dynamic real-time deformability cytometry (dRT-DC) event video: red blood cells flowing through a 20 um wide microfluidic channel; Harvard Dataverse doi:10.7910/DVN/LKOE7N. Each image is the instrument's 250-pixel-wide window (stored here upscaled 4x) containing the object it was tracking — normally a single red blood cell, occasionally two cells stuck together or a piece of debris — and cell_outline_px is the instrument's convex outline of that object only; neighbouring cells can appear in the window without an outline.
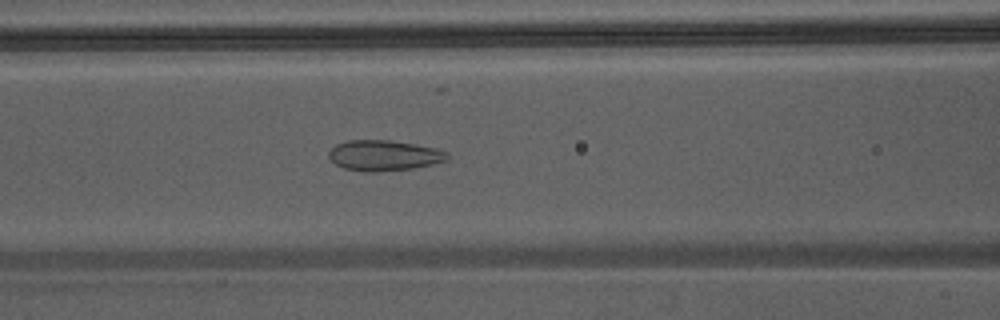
{"species": "Egyptian fruit bat (a non-hibernating species)", "species_latin": "Rousettus aegyptiacus", "temperature_condition": "warm", "stored_images_in_passage": 48, "camera_frame_rate_fps": 3000, "um_per_image_px": 0.085, "animal": {"sex": "male"}, "frame": {"image": 1, "passage_image": 22, "time_ms": 7.0, "image_size_px": [1000, 320], "cell_outline_px": [[448, 160], [432, 164], [412, 168], [376, 172], [364, 172], [344, 168], [336, 164], [328, 156], [328, 152], [336, 144], [348, 140], [388, 140], [416, 144], [436, 148], [448, 152]], "centroid_in_image_um": [32.64, 13.21], "position_along_channel_um": 134.0, "area_um2": 21.1}}
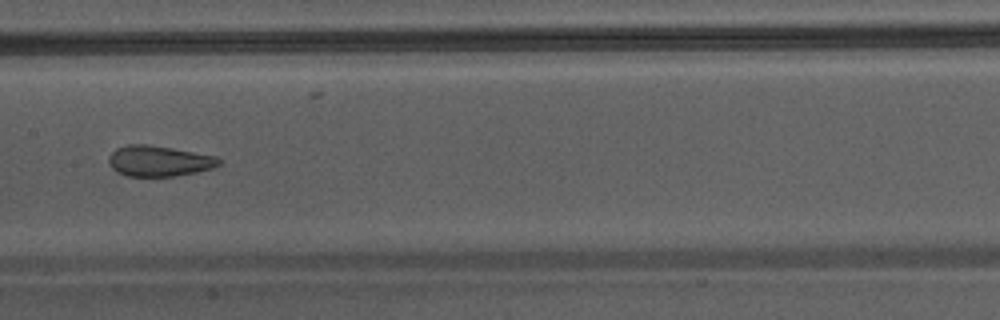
{"frame": {"image": 2, "passage_image": 26, "time_ms": 8.333, "image_size_px": [1000, 320], "cell_outline_px": [[224, 160], [220, 164], [212, 168], [196, 172], [176, 176], [128, 176], [116, 172], [108, 164], [108, 156], [116, 148], [128, 144], [144, 144], [172, 148], [216, 156]], "centroid_in_image_um": [13.5, 13.68], "position_along_channel_um": 193.9, "area_um2": 19.83}}
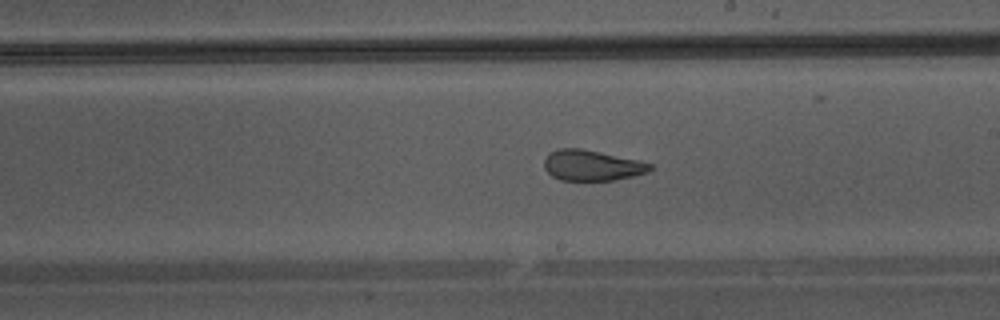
{"frame": {"image": 3, "passage_image": 29, "time_ms": 9.333, "image_size_px": [1000, 320], "cell_outline_px": [[652, 168], [648, 172], [632, 176], [612, 180], [560, 180], [552, 176], [544, 168], [544, 160], [548, 152], [560, 148], [580, 148], [640, 160], [652, 164]], "centroid_in_image_um": [50.29, 14.05], "position_along_channel_um": 238.7, "area_um2": 18.9}}